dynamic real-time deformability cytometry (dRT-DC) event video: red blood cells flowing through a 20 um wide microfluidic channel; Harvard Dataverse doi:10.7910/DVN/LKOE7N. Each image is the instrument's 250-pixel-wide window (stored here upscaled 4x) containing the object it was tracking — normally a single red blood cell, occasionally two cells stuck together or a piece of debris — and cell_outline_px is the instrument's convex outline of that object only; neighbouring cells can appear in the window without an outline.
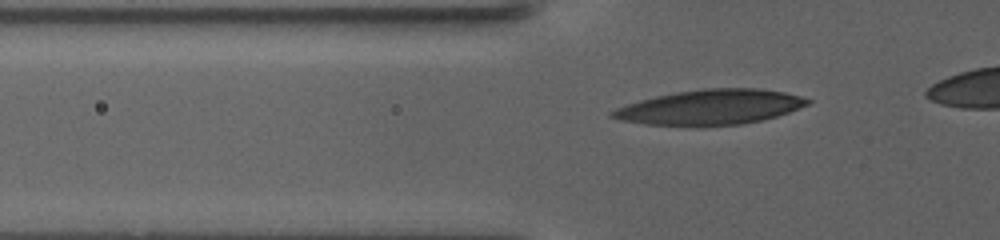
{"species": "human", "species_latin": "Homo sapiens", "temperature_condition": "warm", "stored_images_in_passage": 38, "camera_frame_rate_fps": 3000, "um_per_image_px": 0.085, "donor": {"sex": "female"}, "frame": {"image": 1, "passage_image": 7, "time_ms": 2.0, "image_size_px": [1000, 240], "cell_outline_px": [[812, 100], [808, 104], [788, 112], [776, 116], [760, 120], [740, 124], [696, 128], [648, 124], [620, 120], [608, 116], [608, 112], [616, 108], [640, 100], [656, 96], [676, 92], [704, 88], [760, 88], [784, 92], [800, 96]], "centroid_in_image_um": [60.33, 9.13], "position_along_channel_um": 65.5, "area_um2": 40.29}}
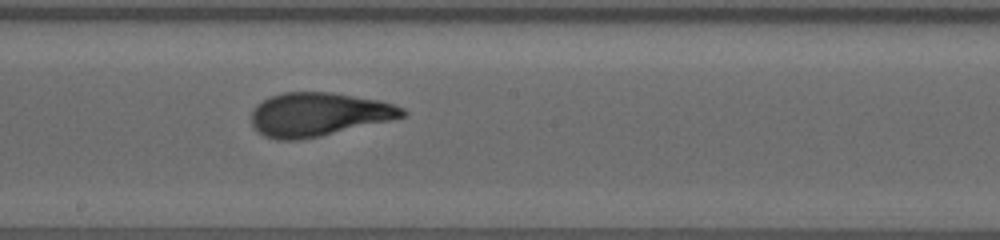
{"frame": {"image": 2, "passage_image": 19, "time_ms": 7.667, "image_size_px": [1000, 240], "cell_outline_px": [[408, 112], [404, 116], [388, 120], [320, 136], [300, 140], [276, 140], [264, 136], [252, 124], [252, 112], [256, 104], [272, 96], [284, 92], [332, 92], [380, 100], [404, 108]], "centroid_in_image_um": [27.06, 9.72], "position_along_channel_um": 221.1, "area_um2": 38.03}}
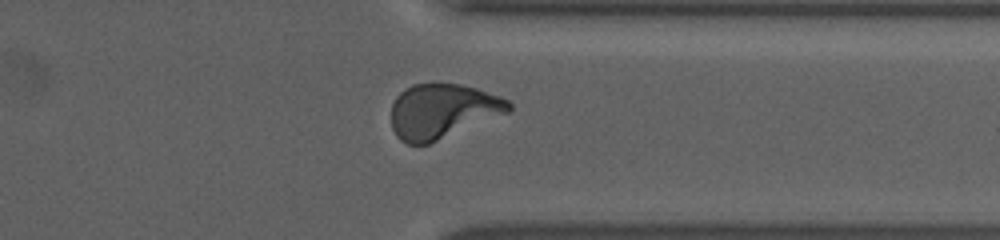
{"frame": {"image": 3, "passage_image": 32, "time_ms": 13.0, "image_size_px": [1000, 240], "cell_outline_px": [[512, 108], [508, 112], [428, 144], [408, 144], [400, 140], [396, 136], [392, 128], [392, 104], [396, 96], [404, 88], [412, 84], [460, 84], [476, 88], [500, 96], [508, 100], [512, 104]], "centroid_in_image_um": [37.58, 9.44], "position_along_channel_um": 373.8, "area_um2": 37.17}}